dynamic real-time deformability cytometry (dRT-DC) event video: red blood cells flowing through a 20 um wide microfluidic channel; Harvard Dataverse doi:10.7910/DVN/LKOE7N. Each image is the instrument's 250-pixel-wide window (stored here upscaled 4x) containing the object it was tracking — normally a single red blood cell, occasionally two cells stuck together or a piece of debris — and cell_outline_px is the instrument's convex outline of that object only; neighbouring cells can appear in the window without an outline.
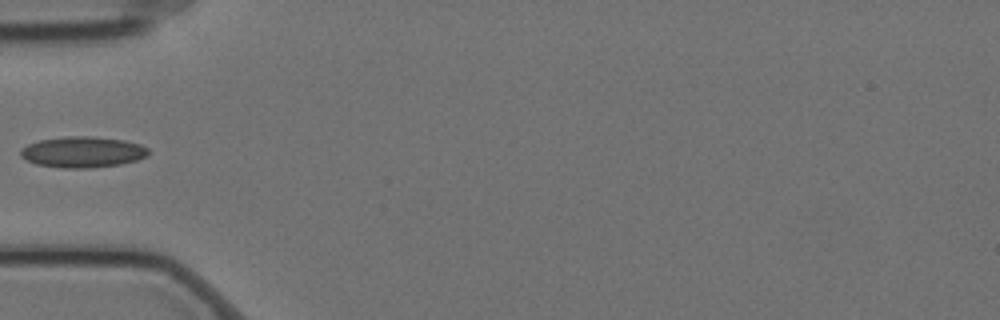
{"species": "Egyptian fruit bat (a non-hibernating species)", "species_latin": "Rousettus aegyptiacus", "temperature_condition": "cold", "stored_images_in_passage": 39, "camera_frame_rate_fps": 3000, "um_per_image_px": 0.085, "animal": {"sex": "female"}, "frame": {"image": 1, "passage_image": 1, "time_ms": 0.0, "image_size_px": [1000, 320], "cell_outline_px": [[148, 156], [136, 160], [120, 164], [88, 168], [60, 168], [36, 164], [20, 156], [20, 148], [28, 144], [40, 140], [68, 136], [88, 136], [124, 140], [140, 144], [148, 148]], "centroid_in_image_um": [7.01, 12.92], "position_along_channel_um": 78.0, "area_um2": 23.0}}
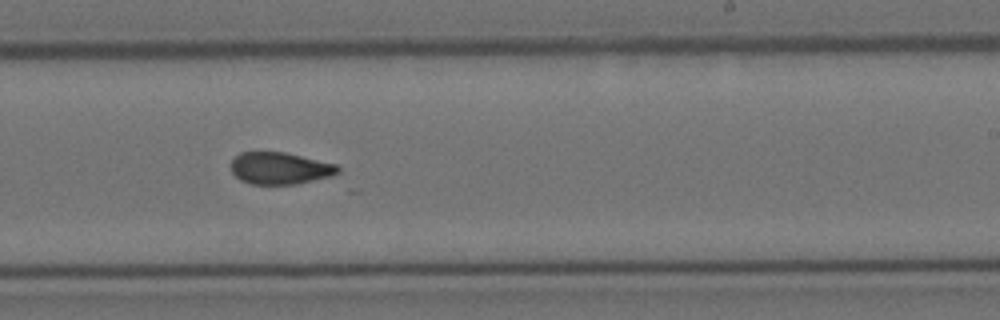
{"frame": {"image": 2, "passage_image": 17, "time_ms": 5.333, "image_size_px": [1000, 320], "cell_outline_px": [[340, 172], [332, 176], [296, 184], [252, 184], [240, 180], [232, 172], [232, 160], [240, 152], [284, 152], [336, 164], [340, 168]], "centroid_in_image_um": [23.81, 14.3], "position_along_channel_um": 265.2, "area_um2": 19.83}}
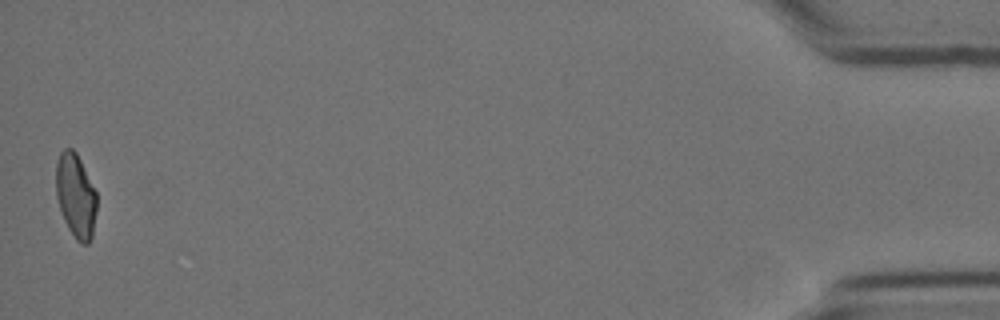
{"frame": {"image": 3, "passage_image": 39, "time_ms": 12.667, "image_size_px": [1000, 320], "cell_outline_px": [[96, 212], [92, 236], [88, 244], [80, 244], [76, 240], [68, 228], [64, 220], [56, 196], [56, 164], [60, 152], [64, 148], [72, 148], [76, 152], [96, 192]], "centroid_in_image_um": [6.43, 16.64], "position_along_channel_um": 428.8, "area_um2": 19.88}}